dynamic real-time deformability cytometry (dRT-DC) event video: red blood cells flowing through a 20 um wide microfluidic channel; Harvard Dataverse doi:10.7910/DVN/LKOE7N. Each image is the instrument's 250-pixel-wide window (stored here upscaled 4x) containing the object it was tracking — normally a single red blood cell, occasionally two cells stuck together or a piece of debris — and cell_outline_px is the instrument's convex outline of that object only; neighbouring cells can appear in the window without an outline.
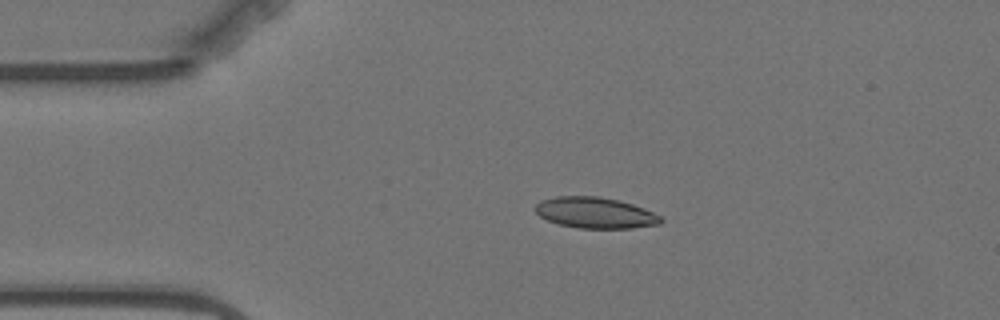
{"species": "Egyptian fruit bat (a non-hibernating species)", "species_latin": "Rousettus aegyptiacus", "temperature_condition": "warm", "stored_images_in_passage": 3, "camera_frame_rate_fps": 3000, "um_per_image_px": 0.085, "animal": {"sex": "female"}, "frame": {"image": 1, "passage_image": 2, "time_ms": 1.667, "image_size_px": [1000, 320], "cell_outline_px": [[664, 220], [660, 224], [632, 228], [580, 228], [560, 224], [548, 220], [540, 216], [536, 212], [536, 204], [540, 200], [556, 196], [600, 196], [632, 204], [644, 208], [660, 216]], "centroid_in_image_um": [50.6, 18.08], "position_along_channel_um": 34.4, "area_um2": 22.54}}